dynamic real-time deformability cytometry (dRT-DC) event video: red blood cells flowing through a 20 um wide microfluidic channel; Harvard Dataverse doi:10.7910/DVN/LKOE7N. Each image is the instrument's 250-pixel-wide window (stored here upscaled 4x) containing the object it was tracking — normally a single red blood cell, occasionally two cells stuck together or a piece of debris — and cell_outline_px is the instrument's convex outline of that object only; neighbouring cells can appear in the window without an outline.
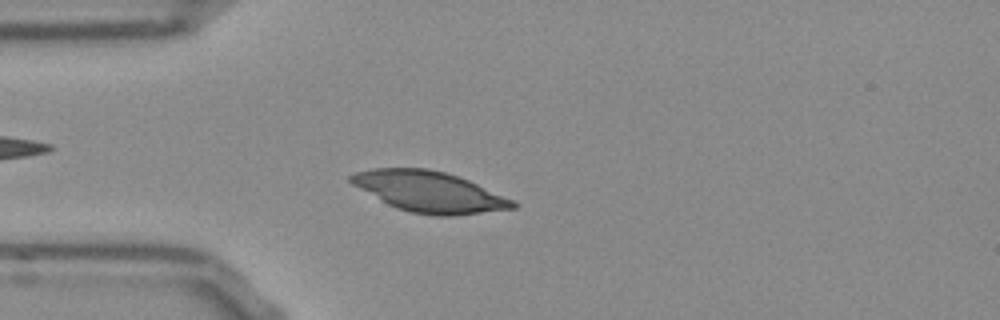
{"species": "Egyptian fruit bat (a non-hibernating species)", "species_latin": "Rousettus aegyptiacus", "temperature_condition": "room temperature", "stored_images_in_passage": 42, "camera_frame_rate_fps": 3000, "um_per_image_px": 0.085, "frame": {"image": 1, "passage_image": 3, "time_ms": 0.667, "image_size_px": [1000, 320], "cell_outline_px": [[516, 208], [456, 216], [432, 216], [412, 212], [396, 208], [388, 204], [352, 184], [348, 180], [348, 176], [356, 172], [372, 168], [428, 168], [444, 172], [468, 180], [512, 200], [516, 204]], "centroid_in_image_um": [36.46, 16.3], "position_along_channel_um": 48.5, "area_um2": 38.09}}
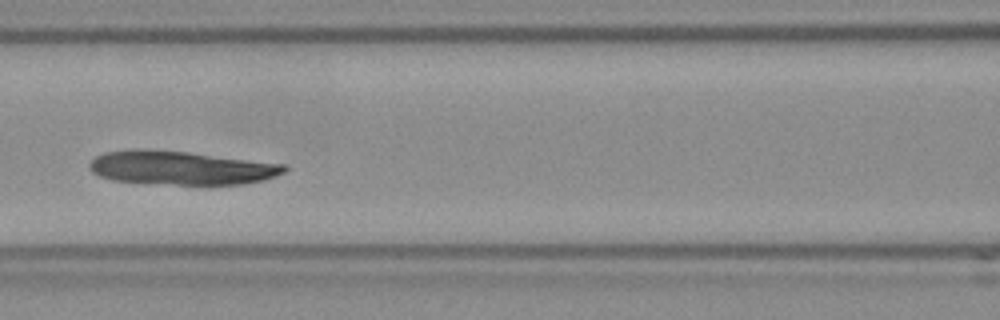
{"frame": {"image": 2, "passage_image": 12, "time_ms": 3.667, "image_size_px": [1000, 320], "cell_outline_px": [[288, 168], [284, 172], [264, 180], [244, 184], [176, 184], [112, 180], [100, 176], [92, 172], [88, 168], [88, 164], [96, 156], [104, 152], [188, 152], [284, 164]], "centroid_in_image_um": [15.46, 14.3], "position_along_channel_um": 151.1, "area_um2": 36.82}}
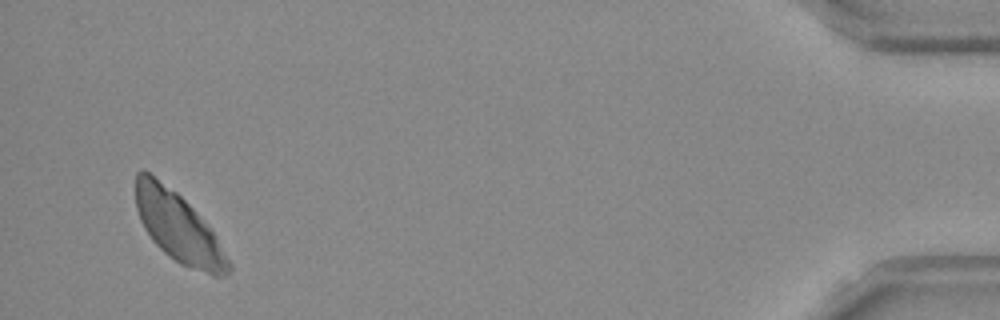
{"frame": {"image": 3, "passage_image": 40, "time_ms": 13.0, "image_size_px": [1000, 320], "cell_outline_px": [[232, 268], [228, 276], [212, 276], [180, 264], [168, 256], [152, 240], [144, 228], [140, 220], [136, 208], [136, 172], [144, 168], [176, 192], [192, 208], [216, 236], [232, 264]], "centroid_in_image_um": [15.16, 19.34], "position_along_channel_um": 420.0, "area_um2": 37.63}}